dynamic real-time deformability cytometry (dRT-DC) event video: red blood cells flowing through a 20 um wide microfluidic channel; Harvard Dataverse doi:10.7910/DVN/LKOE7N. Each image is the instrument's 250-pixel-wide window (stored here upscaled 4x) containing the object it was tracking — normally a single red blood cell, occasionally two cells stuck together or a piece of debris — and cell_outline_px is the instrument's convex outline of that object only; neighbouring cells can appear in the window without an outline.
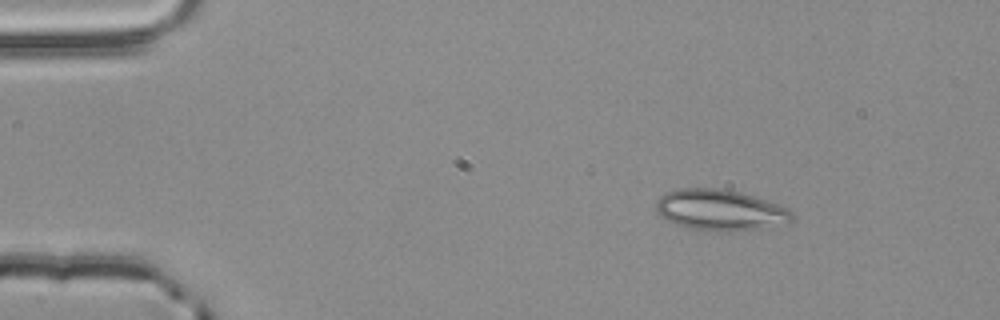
{"species": "common noctule bat (a hibernating species)", "species_latin": "Nyctalus noctula", "temperature_condition": "room temperature", "stored_images_in_passage": 4, "camera_frame_rate_fps": 3000, "um_per_image_px": 0.085, "animal": {"sex": "male", "body_mass_g": 20.4}, "frame": {"image": 1, "passage_image": 1, "time_ms": 0.0, "image_size_px": [1000, 320], "cell_outline_px": [[792, 224], [764, 228], [688, 228], [676, 224], [660, 216], [656, 212], [656, 204], [660, 196], [668, 192], [684, 188], [720, 188], [740, 192], [756, 196], [788, 208], [792, 212]], "centroid_in_image_um": [61.26, 17.81], "position_along_channel_um": 23.7, "area_um2": 31.62}}
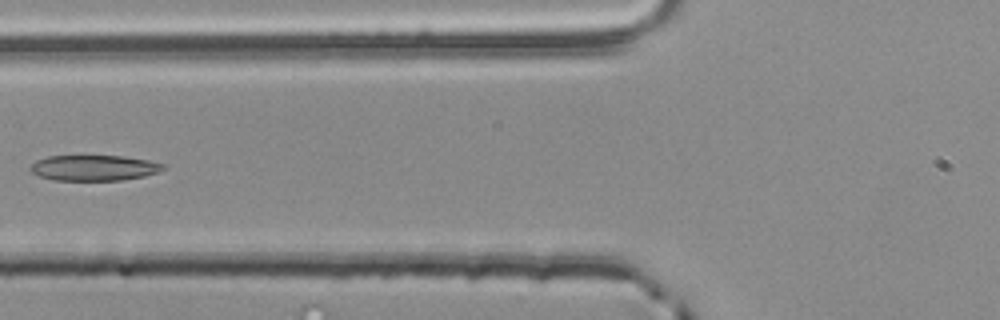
{"frame": {"image": 2, "passage_image": 4, "time_ms": 1.0, "image_size_px": [1000, 320], "cell_outline_px": [[164, 168], [160, 172], [144, 176], [120, 180], [52, 180], [40, 176], [32, 172], [28, 168], [36, 160], [48, 156], [124, 156], [148, 160], [164, 164]], "centroid_in_image_um": [7.98, 14.26], "position_along_channel_um": 117.8, "area_um2": 19.77}}